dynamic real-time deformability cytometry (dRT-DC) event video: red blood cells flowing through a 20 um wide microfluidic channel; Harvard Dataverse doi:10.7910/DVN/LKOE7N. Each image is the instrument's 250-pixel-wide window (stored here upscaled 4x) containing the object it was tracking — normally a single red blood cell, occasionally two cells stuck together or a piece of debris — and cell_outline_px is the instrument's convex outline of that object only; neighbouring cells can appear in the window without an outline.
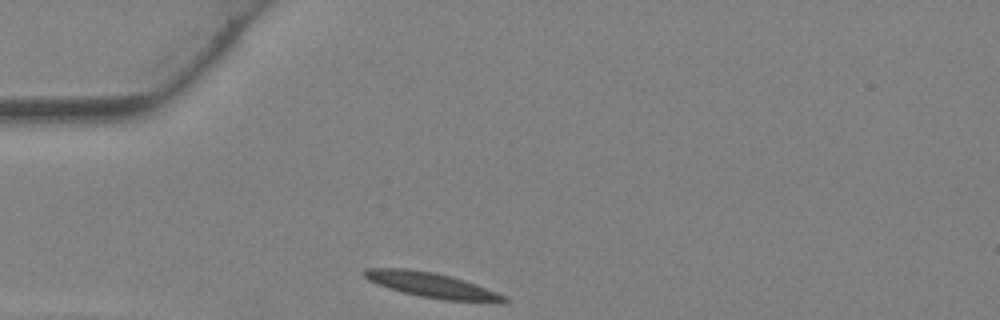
{"species": "Egyptian fruit bat (a non-hibernating species)", "species_latin": "Rousettus aegyptiacus", "temperature_condition": "warm", "stored_images_in_passage": 21, "camera_frame_rate_fps": 3000, "um_per_image_px": 0.085, "animal": {"sex": "female"}, "frame": {"image": 1, "passage_image": 1, "time_ms": 0.0, "image_size_px": [1000, 320], "cell_outline_px": [[508, 300], [500, 304], [444, 300], [420, 296], [388, 288], [376, 284], [368, 280], [364, 276], [364, 268], [408, 268], [432, 272], [452, 276], [476, 284], [508, 296]], "centroid_in_image_um": [36.79, 24.26], "position_along_channel_um": 48.2, "area_um2": 20.75}}
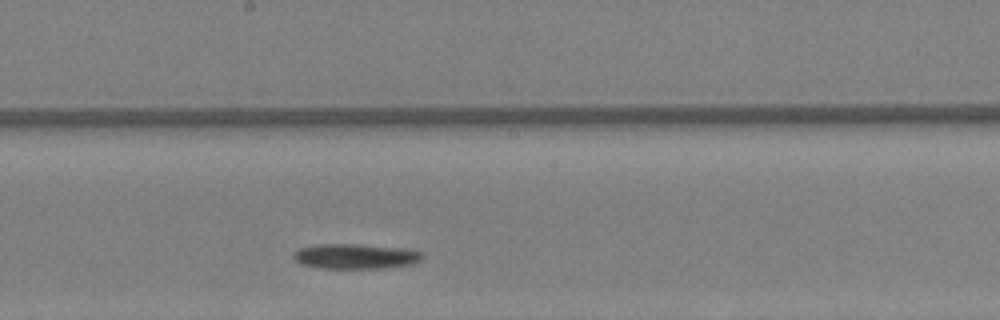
{"frame": {"image": 2, "passage_image": 12, "time_ms": 3.667, "image_size_px": [1000, 320], "cell_outline_px": [[424, 256], [420, 260], [412, 264], [388, 268], [316, 268], [300, 264], [292, 256], [292, 252], [300, 248], [320, 244], [360, 244], [400, 248], [420, 252]], "centroid_in_image_um": [30.17, 21.79], "position_along_channel_um": 218.0, "area_um2": 18.84}}
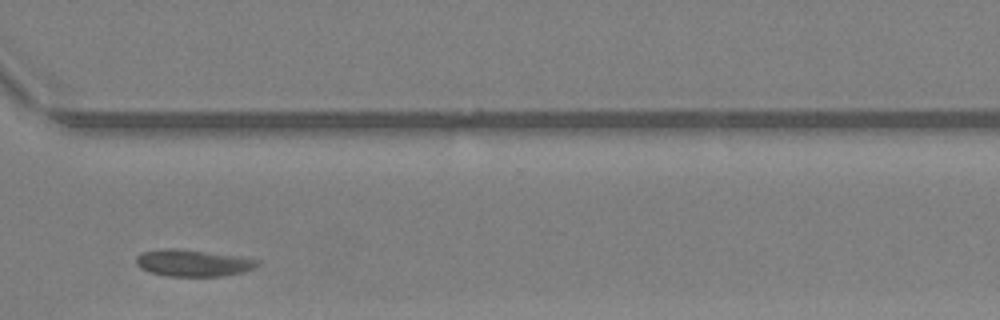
{"frame": {"image": 3, "passage_image": 20, "time_ms": 6.333, "image_size_px": [1000, 320], "cell_outline_px": [[260, 260], [252, 268], [244, 272], [224, 276], [168, 276], [152, 272], [140, 268], [136, 264], [136, 256], [140, 252], [168, 248], [176, 248], [236, 256]], "centroid_in_image_um": [16.35, 22.35], "position_along_channel_um": 354.2, "area_um2": 18.67}}